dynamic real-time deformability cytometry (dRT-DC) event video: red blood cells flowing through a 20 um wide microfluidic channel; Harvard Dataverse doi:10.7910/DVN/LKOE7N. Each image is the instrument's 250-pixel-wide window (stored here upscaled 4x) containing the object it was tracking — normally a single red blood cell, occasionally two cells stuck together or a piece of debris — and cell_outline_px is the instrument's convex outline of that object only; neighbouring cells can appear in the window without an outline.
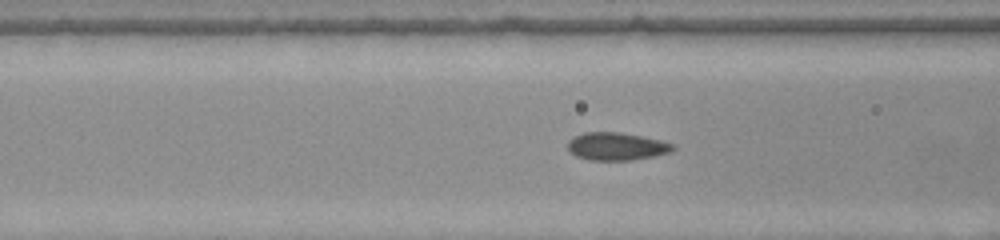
{"species": "common noctule bat (a hibernating species)", "species_latin": "Nyctalus noctula", "temperature_condition": "warm", "stored_images_in_passage": 14, "camera_frame_rate_fps": 3000, "um_per_image_px": 0.085, "animal": {"sex": "female", "body_mass_g": 22.0, "forearm_length_mm": 56.7}, "frame": {"image": 1, "passage_image": 7, "time_ms": 2.0, "image_size_px": [1000, 240], "cell_outline_px": [[676, 148], [672, 152], [656, 156], [632, 160], [588, 160], [576, 156], [568, 152], [568, 140], [584, 132], [620, 132], [644, 136], [676, 144]], "centroid_in_image_um": [52.45, 12.44], "position_along_channel_um": 114.2, "area_um2": 17.34}}
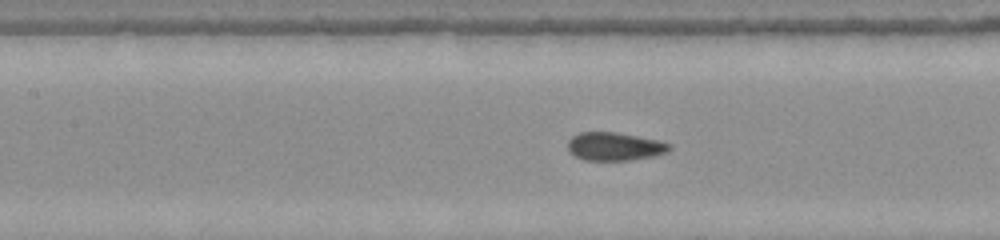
{"frame": {"image": 2, "passage_image": 10, "time_ms": 3.0, "image_size_px": [1000, 240], "cell_outline_px": [[672, 148], [668, 152], [652, 156], [628, 160], [584, 160], [568, 152], [568, 140], [572, 136], [580, 132], [616, 132], [660, 140], [672, 144]], "centroid_in_image_um": [52.25, 12.44], "position_along_channel_um": 155.1, "area_um2": 16.82}}